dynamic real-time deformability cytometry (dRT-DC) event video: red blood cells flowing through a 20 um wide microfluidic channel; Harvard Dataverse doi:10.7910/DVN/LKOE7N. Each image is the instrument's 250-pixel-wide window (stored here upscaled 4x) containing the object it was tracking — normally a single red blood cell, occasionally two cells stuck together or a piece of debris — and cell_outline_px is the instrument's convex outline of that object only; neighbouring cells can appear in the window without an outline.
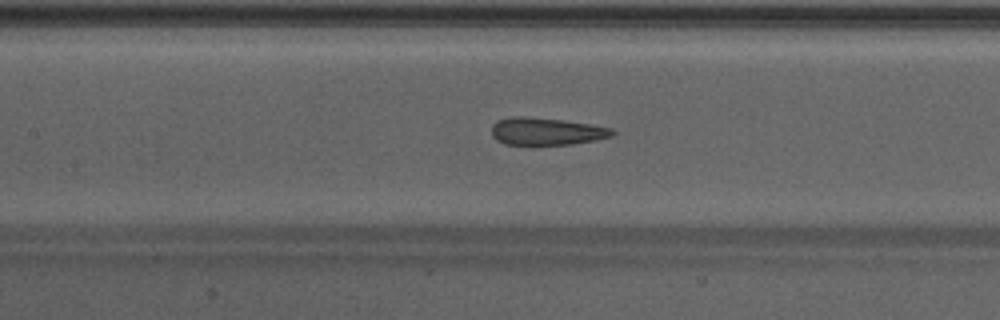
{"species": "Egyptian fruit bat (a non-hibernating species)", "species_latin": "Rousettus aegyptiacus", "temperature_condition": "warm", "stored_images_in_passage": 49, "camera_frame_rate_fps": 3000, "um_per_image_px": 0.085, "animal": {"sex": "male"}, "frame": {"image": 1, "passage_image": 23, "time_ms": 7.333, "image_size_px": [1000, 320], "cell_outline_px": [[616, 132], [612, 136], [596, 140], [572, 144], [504, 144], [496, 140], [492, 136], [492, 124], [496, 120], [512, 116], [524, 116], [564, 120], [612, 128]], "centroid_in_image_um": [46.42, 11.16], "position_along_channel_um": 161.0, "area_um2": 19.31}}
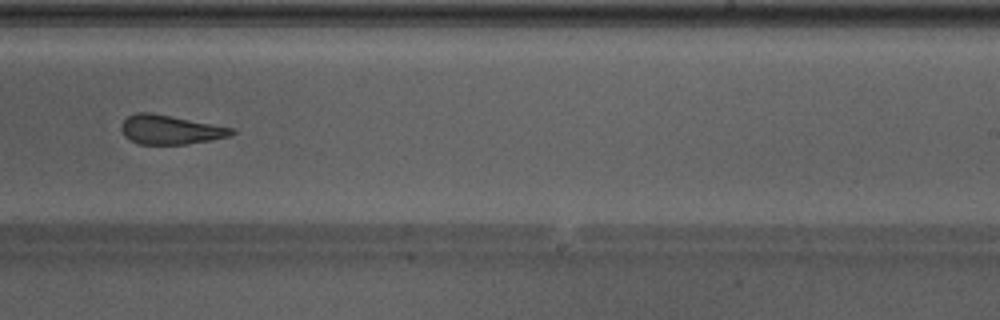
{"frame": {"image": 2, "passage_image": 31, "time_ms": 10.0, "image_size_px": [1000, 320], "cell_outline_px": [[236, 132], [228, 136], [208, 140], [184, 144], [140, 144], [124, 136], [120, 128], [120, 124], [128, 116], [136, 112], [152, 112], [236, 128]], "centroid_in_image_um": [14.46, 11.0], "position_along_channel_um": 274.5, "area_um2": 18.79}}
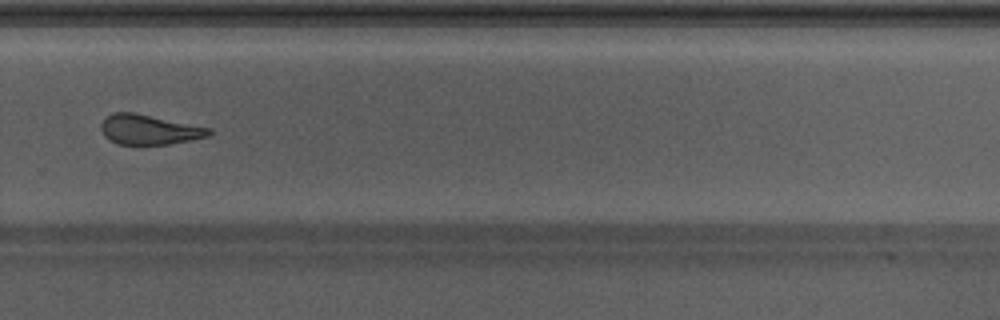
{"frame": {"image": 3, "passage_image": 34, "time_ms": 11.0, "image_size_px": [1000, 320], "cell_outline_px": [[212, 132], [208, 136], [168, 144], [116, 144], [108, 140], [104, 136], [100, 128], [100, 124], [112, 112], [132, 112], [212, 128]], "centroid_in_image_um": [12.64, 11.02], "position_along_channel_um": 317.2, "area_um2": 18.67}, "authors_computed_cell_mechanics": {"area_um2": 20.6346, "velocity_mm_per_s": 4.2728, "shape_relaxation_time_tau1_ms": null, "shape_relaxation_time_tau2_ms": 1.9322, "deformation_change_tau1": null, "deformation_change_tau2": 0.1023}}